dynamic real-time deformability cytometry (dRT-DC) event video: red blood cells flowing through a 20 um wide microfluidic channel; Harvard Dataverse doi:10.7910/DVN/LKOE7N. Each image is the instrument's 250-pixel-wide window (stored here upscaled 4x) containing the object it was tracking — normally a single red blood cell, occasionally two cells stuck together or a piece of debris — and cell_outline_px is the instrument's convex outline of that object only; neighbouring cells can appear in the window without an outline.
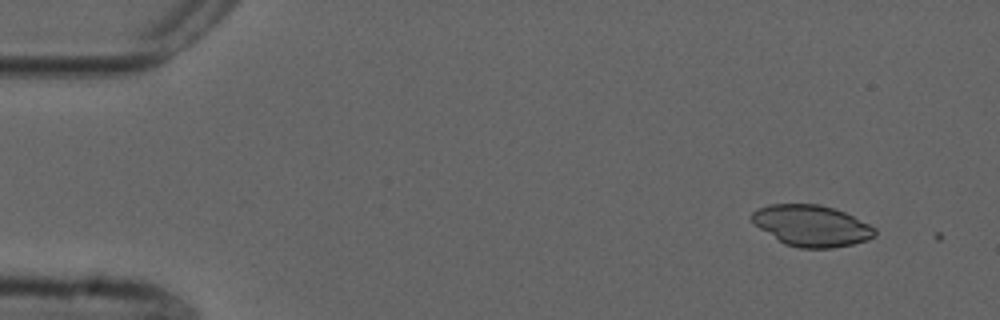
{"species": "common noctule bat (a hibernating species)", "species_latin": "Nyctalus noctula", "temperature_condition": "cold", "stored_images_in_passage": 3, "camera_frame_rate_fps": 3000, "um_per_image_px": 0.085, "animal": {"sex": "male", "forearm_length_mm": 52.5}, "frame": {"image": 1, "passage_image": 1, "time_ms": 0.0, "image_size_px": [1000, 320], "cell_outline_px": [[876, 236], [868, 240], [852, 244], [832, 248], [800, 248], [784, 244], [760, 228], [748, 216], [756, 208], [768, 204], [820, 204], [844, 212], [876, 228]], "centroid_in_image_um": [68.96, 19.18], "position_along_channel_um": 16.0, "area_um2": 29.54}}